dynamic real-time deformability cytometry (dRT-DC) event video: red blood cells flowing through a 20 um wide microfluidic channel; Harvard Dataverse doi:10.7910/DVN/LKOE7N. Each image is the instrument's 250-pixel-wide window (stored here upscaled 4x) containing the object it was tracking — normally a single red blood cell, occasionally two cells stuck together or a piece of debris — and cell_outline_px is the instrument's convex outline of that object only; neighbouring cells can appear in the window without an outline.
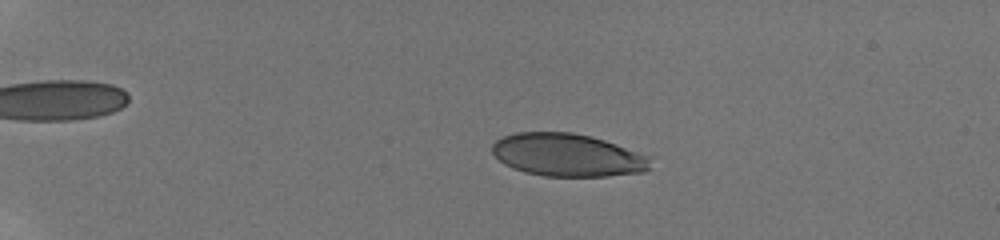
{"species": "human", "species_latin": "Homo sapiens", "temperature_condition": "room temperature", "stored_images_in_passage": 29, "camera_frame_rate_fps": 3000, "um_per_image_px": 0.085, "donor": {"sex": "male"}, "frame": {"image": 1, "passage_image": 8, "time_ms": 3.0, "image_size_px": [1000, 240], "cell_outline_px": [[652, 156], [648, 168], [644, 172], [608, 176], [544, 176], [524, 172], [512, 168], [504, 164], [492, 152], [492, 144], [496, 140], [504, 136], [516, 132], [572, 132], [592, 136]], "centroid_in_image_um": [48.25, 13.17], "position_along_channel_um": 36.8, "area_um2": 39.65}}
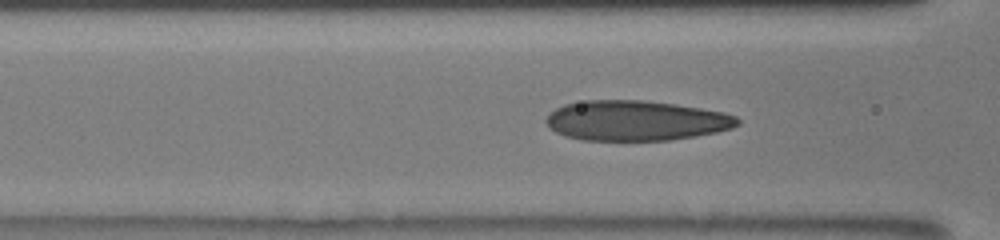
{"frame": {"image": 2, "passage_image": 22, "time_ms": 7.333, "image_size_px": [1000, 240], "cell_outline_px": [[740, 124], [732, 128], [716, 132], [696, 136], [668, 140], [580, 140], [564, 136], [548, 128], [544, 120], [556, 108], [564, 104], [584, 100], [640, 100], [676, 104], [724, 112], [736, 116], [740, 120]], "centroid_in_image_um": [54.03, 10.25], "position_along_channel_um": 112.6, "area_um2": 44.91}}
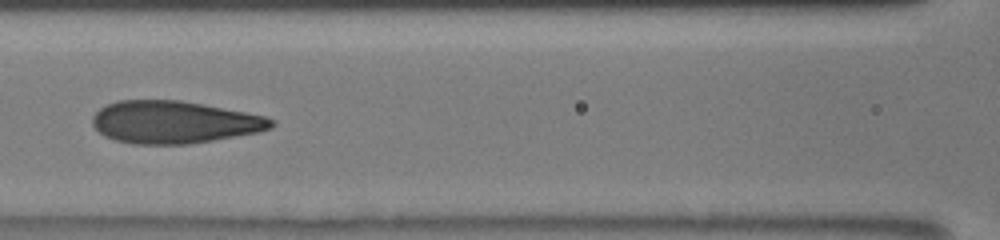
{"frame": {"image": 3, "passage_image": 25, "time_ms": 8.333, "image_size_px": [1000, 240], "cell_outline_px": [[276, 124], [272, 128], [260, 132], [188, 144], [132, 144], [116, 140], [104, 136], [92, 124], [92, 116], [100, 108], [116, 100], [180, 100], [204, 104], [264, 116], [276, 120]], "centroid_in_image_um": [14.81, 10.38], "position_along_channel_um": 151.8, "area_um2": 44.27}}